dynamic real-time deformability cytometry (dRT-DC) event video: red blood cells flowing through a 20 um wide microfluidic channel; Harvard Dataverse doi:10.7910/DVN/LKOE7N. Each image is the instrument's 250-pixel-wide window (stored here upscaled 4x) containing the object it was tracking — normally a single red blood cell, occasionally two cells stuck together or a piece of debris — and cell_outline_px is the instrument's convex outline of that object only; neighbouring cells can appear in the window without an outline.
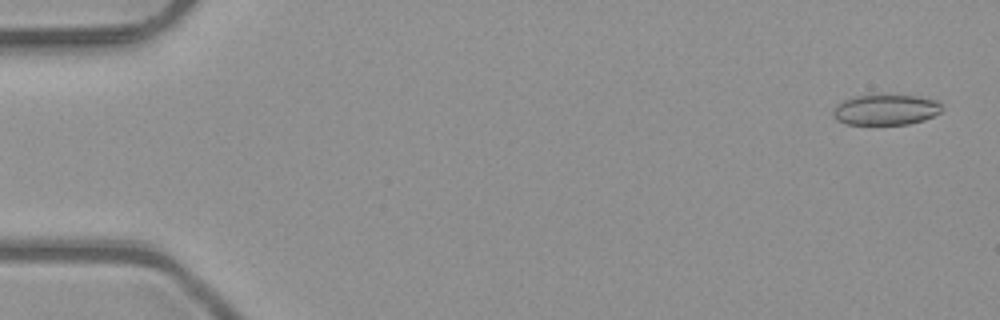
{"species": "common noctule bat (a hibernating species)", "species_latin": "Nyctalus noctula", "temperature_condition": "room temperature", "stored_images_in_passage": 5, "segment_of_instrument_passage": [2, 2], "camera_frame_rate_fps": 3000, "um_per_image_px": 0.085, "animal": {"sex": "male", "body_mass_g": 23.1, "forearm_length_mm": 52.7}, "frame": {"image": 1, "passage_image": 5, "time_ms": 1.333, "image_size_px": [1000, 320], "cell_outline_px": [[944, 108], [940, 112], [924, 120], [908, 124], [848, 124], [836, 120], [832, 116], [832, 108], [836, 104], [852, 96], [872, 92], [884, 92], [916, 96], [936, 100]], "centroid_in_image_um": [75.23, 9.27], "position_along_channel_um": 9.8, "area_um2": 20.35}}